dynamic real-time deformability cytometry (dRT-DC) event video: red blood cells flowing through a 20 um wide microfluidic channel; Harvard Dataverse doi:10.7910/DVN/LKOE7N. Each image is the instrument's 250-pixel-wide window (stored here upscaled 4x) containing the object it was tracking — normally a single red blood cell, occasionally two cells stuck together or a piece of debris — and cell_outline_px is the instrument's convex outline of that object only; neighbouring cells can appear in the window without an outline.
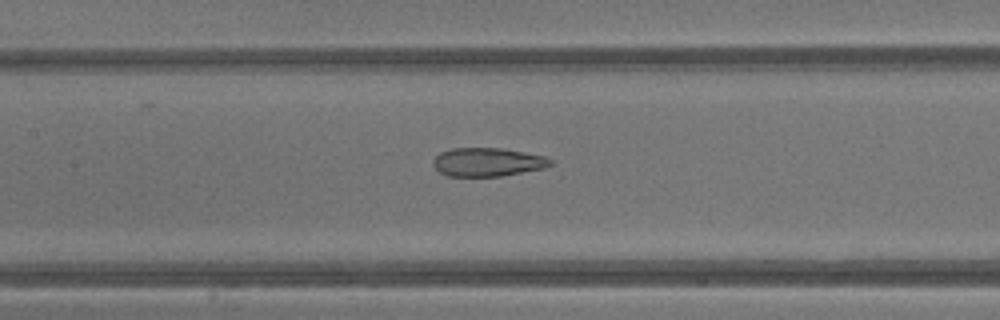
{"species": "common noctule bat (a hibernating species)", "species_latin": "Nyctalus noctula", "temperature_condition": "warm", "stored_images_in_passage": 41, "camera_frame_rate_fps": 3000, "um_per_image_px": 0.085, "animal": {"sex": "male", "body_mass_g": 13.3}, "frame": {"image": 1, "passage_image": 19, "time_ms": 6.0, "image_size_px": [1000, 320], "cell_outline_px": [[552, 164], [544, 168], [500, 176], [448, 176], [440, 172], [432, 164], [432, 160], [440, 152], [452, 148], [504, 148], [544, 156], [552, 160]], "centroid_in_image_um": [41.42, 13.77], "position_along_channel_um": 166.0, "area_um2": 19.48}}
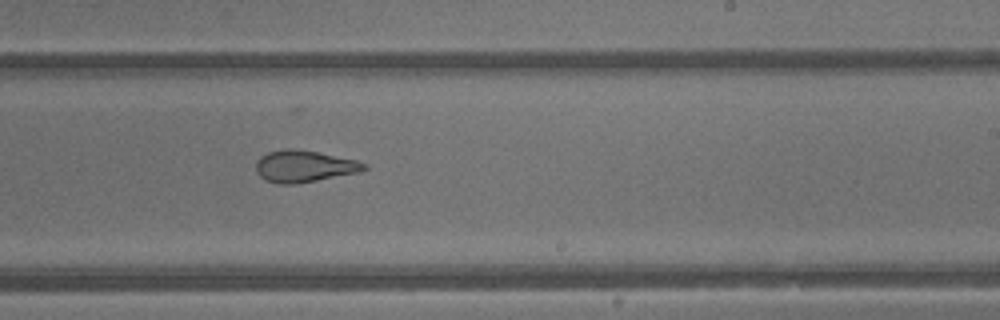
{"frame": {"image": 2, "passage_image": 25, "time_ms": 8.0, "image_size_px": [1000, 320], "cell_outline_px": [[368, 168], [360, 172], [296, 184], [276, 184], [264, 180], [256, 172], [256, 160], [260, 156], [268, 152], [284, 148], [292, 148], [316, 152], [356, 160], [368, 164]], "centroid_in_image_um": [25.82, 14.14], "position_along_channel_um": 263.2, "area_um2": 20.17}}
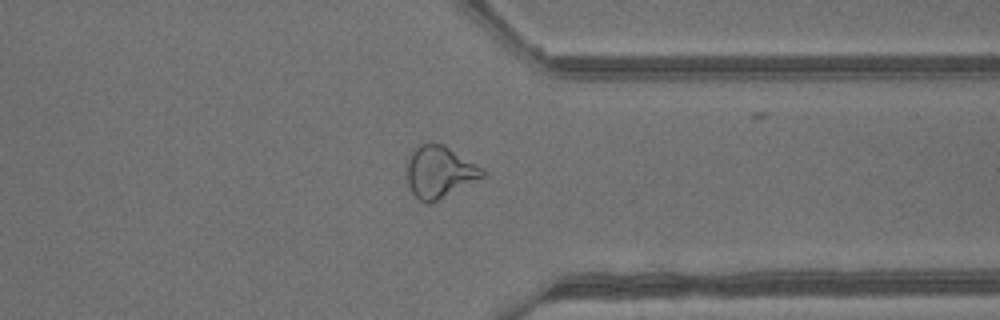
{"frame": {"image": 3, "passage_image": 32, "time_ms": 10.333, "image_size_px": [1000, 320], "cell_outline_px": [[488, 172], [484, 176], [432, 204], [424, 204], [412, 192], [408, 184], [408, 160], [412, 152], [420, 144], [444, 144], [484, 168]], "centroid_in_image_um": [37.4, 14.63], "position_along_channel_um": 374.0, "area_um2": 22.77}, "authors_computed_cell_mechanics": {"area_um2": 23.7558, "velocity_mm_per_s": 4.8854, "shape_relaxation_time_tau1_ms": null, "shape_relaxation_time_tau2_ms": 1.4113, "deformation_change_tau1": null, "deformation_change_tau2": 0.1028}}